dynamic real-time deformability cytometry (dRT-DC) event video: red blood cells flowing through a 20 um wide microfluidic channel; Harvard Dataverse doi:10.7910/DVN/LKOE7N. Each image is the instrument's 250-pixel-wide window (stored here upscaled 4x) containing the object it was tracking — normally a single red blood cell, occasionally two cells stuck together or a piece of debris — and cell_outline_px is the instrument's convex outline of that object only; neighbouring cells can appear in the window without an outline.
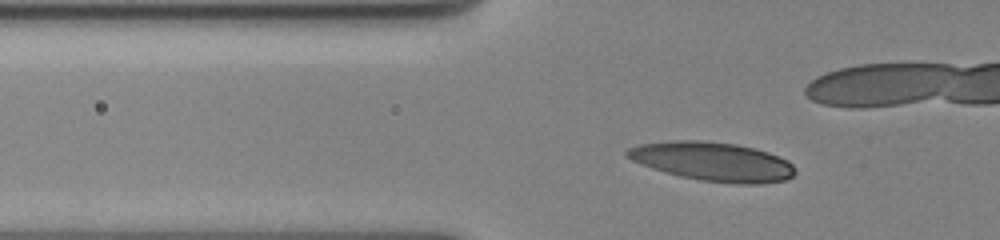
{"species": "human", "species_latin": "Homo sapiens", "temperature_condition": "cold", "stored_images_in_passage": 49, "camera_frame_rate_fps": 3000, "um_per_image_px": 0.085, "donor": {"sex": "female"}, "frame": {"image": 1, "passage_image": 18, "time_ms": 5.667, "image_size_px": [1000, 240], "cell_outline_px": [[796, 172], [788, 180], [756, 184], [736, 184], [700, 180], [680, 176], [652, 168], [640, 164], [624, 156], [624, 152], [628, 148], [640, 144], [676, 140], [700, 140], [736, 144], [756, 148], [780, 156], [788, 160], [796, 168]], "centroid_in_image_um": [60.61, 13.73], "position_along_channel_um": 65.2, "area_um2": 38.38}}
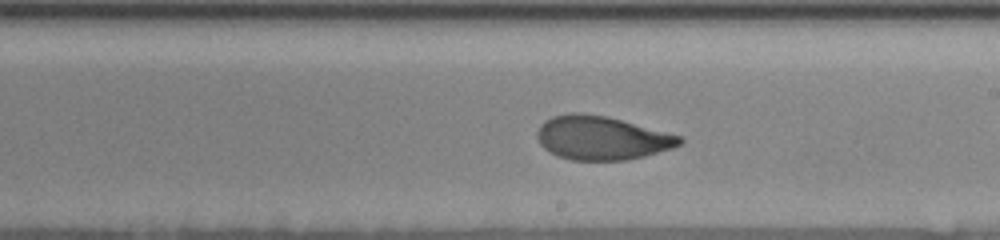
{"frame": {"image": 2, "passage_image": 34, "time_ms": 11.0, "image_size_px": [1000, 240], "cell_outline_px": [[684, 140], [680, 144], [672, 148], [644, 156], [628, 160], [572, 160], [556, 156], [544, 148], [540, 144], [536, 136], [536, 132], [540, 124], [544, 120], [552, 116], [568, 112], [580, 112], [608, 116], [680, 136]], "centroid_in_image_um": [51.08, 11.71], "position_along_channel_um": 237.9, "area_um2": 36.47}}
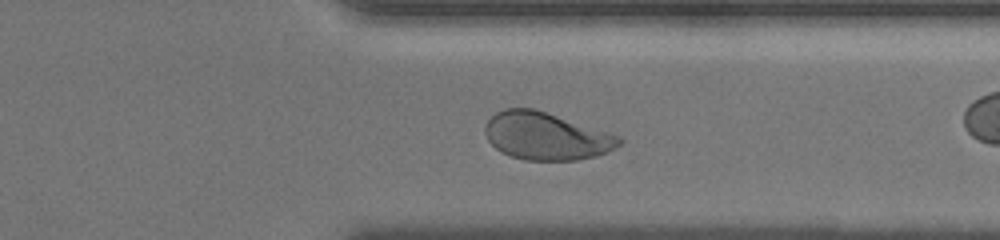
{"frame": {"image": 3, "passage_image": 45, "time_ms": 14.667, "image_size_px": [1000, 240], "cell_outline_px": [[624, 140], [620, 144], [596, 156], [576, 160], [524, 160], [512, 156], [496, 148], [488, 140], [484, 132], [484, 128], [488, 120], [496, 112], [504, 108], [532, 108], [620, 136]], "centroid_in_image_um": [46.39, 11.57], "position_along_channel_um": 365.0, "area_um2": 36.53}}